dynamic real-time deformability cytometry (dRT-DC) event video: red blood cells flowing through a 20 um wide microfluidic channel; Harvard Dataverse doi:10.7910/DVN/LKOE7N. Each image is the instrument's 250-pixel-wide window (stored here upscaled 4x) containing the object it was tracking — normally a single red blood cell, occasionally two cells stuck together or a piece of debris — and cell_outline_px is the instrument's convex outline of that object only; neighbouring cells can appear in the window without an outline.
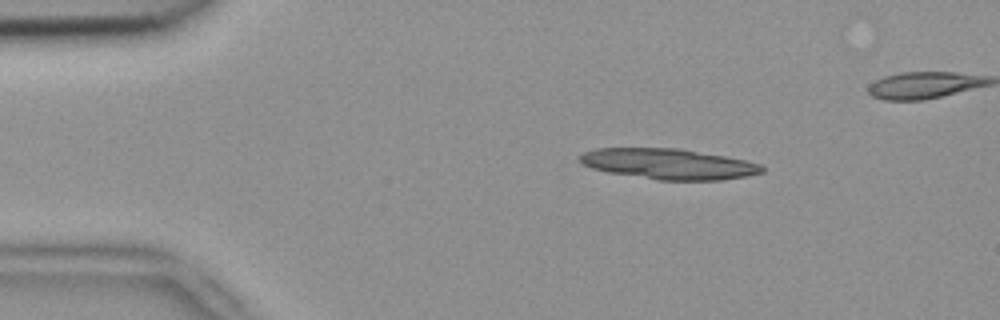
{"species": "common noctule bat (a hibernating species)", "species_latin": "Nyctalus noctula", "temperature_condition": "room temperature", "stored_images_in_passage": 5, "camera_frame_rate_fps": 3000, "um_per_image_px": 0.085, "animal": {"sex": "female", "body_mass_g": 18.4}, "frame": {"image": 1, "passage_image": 2, "time_ms": 0.333, "image_size_px": [1000, 320], "cell_outline_px": [[764, 172], [748, 176], [724, 180], [660, 180], [608, 172], [592, 168], [584, 164], [580, 160], [580, 156], [584, 152], [596, 148], [680, 148], [724, 156], [744, 160], [760, 164], [764, 168]], "centroid_in_image_um": [56.86, 13.93], "position_along_channel_um": 28.1, "area_um2": 32.31}}